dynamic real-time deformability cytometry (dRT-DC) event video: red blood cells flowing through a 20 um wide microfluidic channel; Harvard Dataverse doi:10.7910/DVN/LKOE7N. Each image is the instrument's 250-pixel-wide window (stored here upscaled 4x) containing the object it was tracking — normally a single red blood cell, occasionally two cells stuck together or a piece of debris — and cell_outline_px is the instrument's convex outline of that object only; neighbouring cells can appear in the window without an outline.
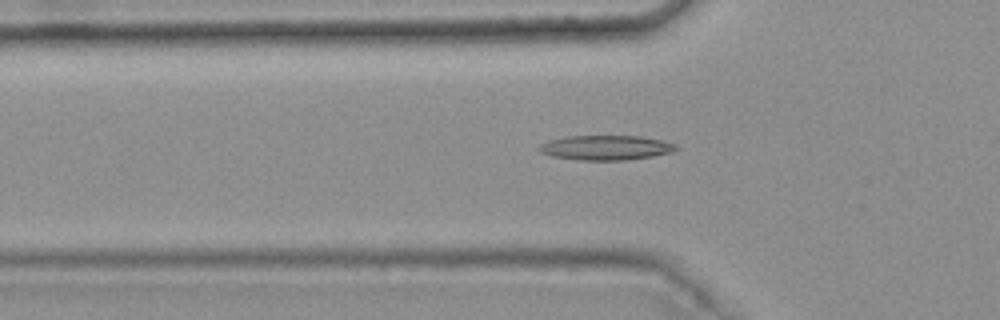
{"species": "common noctule bat (a hibernating species)", "species_latin": "Nyctalus noctula", "temperature_condition": "warm", "stored_images_in_passage": 48, "camera_frame_rate_fps": 3000, "um_per_image_px": 0.085, "animal": {"sex": "female", "body_mass_g": 25.1}, "frame": {"image": 1, "passage_image": 18, "time_ms": 5.667, "image_size_px": [1000, 320], "cell_outline_px": [[680, 148], [672, 152], [652, 156], [628, 160], [580, 160], [552, 156], [540, 152], [536, 148], [540, 144], [548, 140], [568, 136], [640, 136], [660, 140], [676, 144]], "centroid_in_image_um": [51.48, 12.55], "position_along_channel_um": 74.3, "area_um2": 19.77}}
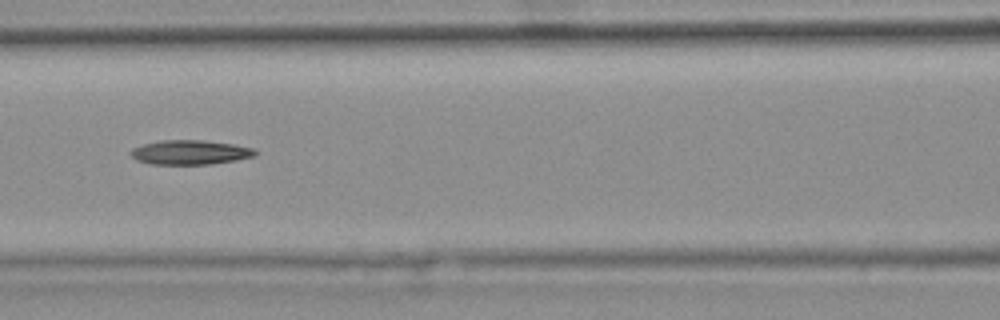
{"frame": {"image": 2, "passage_image": 24, "time_ms": 7.667, "image_size_px": [1000, 320], "cell_outline_px": [[256, 156], [236, 160], [212, 164], [148, 164], [136, 160], [128, 152], [132, 148], [144, 144], [160, 140], [200, 140], [232, 144], [256, 148]], "centroid_in_image_um": [16.15, 12.95], "position_along_channel_um": 150.5, "area_um2": 17.8}}
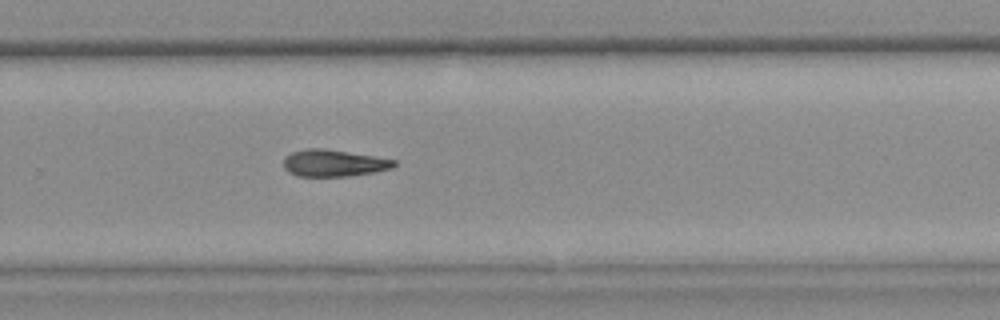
{"frame": {"image": 3, "passage_image": 36, "time_ms": 11.667, "image_size_px": [1000, 320], "cell_outline_px": [[396, 164], [392, 168], [372, 172], [348, 176], [296, 176], [288, 172], [284, 168], [284, 156], [292, 152], [304, 148], [324, 148], [396, 160]], "centroid_in_image_um": [28.31, 13.86], "position_along_channel_um": 301.5, "area_um2": 17.22}}